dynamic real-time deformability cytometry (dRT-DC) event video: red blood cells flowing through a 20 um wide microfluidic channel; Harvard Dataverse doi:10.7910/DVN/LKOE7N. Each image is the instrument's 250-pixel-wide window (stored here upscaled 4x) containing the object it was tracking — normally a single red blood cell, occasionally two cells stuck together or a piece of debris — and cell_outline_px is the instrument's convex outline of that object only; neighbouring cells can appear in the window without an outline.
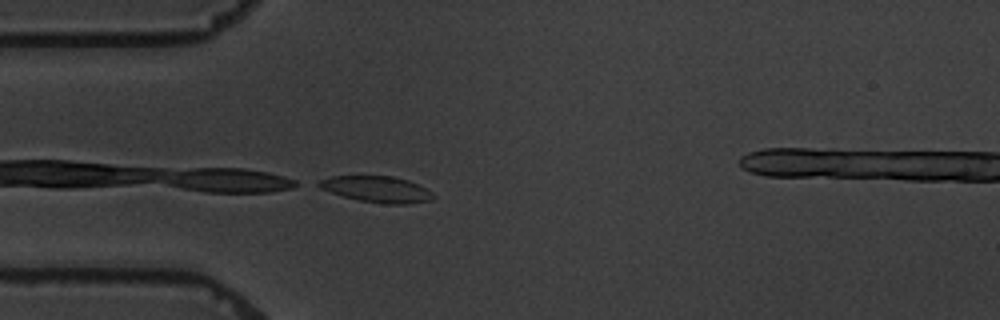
{"species": "common noctule bat (a hibernating species)", "species_latin": "Nyctalus noctula", "temperature_condition": "warm", "stored_images_in_passage": 5, "camera_frame_rate_fps": 3000, "um_per_image_px": 0.085, "animal": {"sex": "male", "body_mass_g": 19.5, "forearm_length_mm": 54.6}, "frame": {"image": 1, "passage_image": 4, "time_ms": 3.667, "image_size_px": [1000, 320], "cell_outline_px": [[436, 196], [432, 200], [408, 204], [384, 204], [360, 200], [344, 196], [320, 188], [312, 184], [320, 180], [332, 176], [392, 176], [408, 180], [432, 192]], "centroid_in_image_um": [32.02, 16.08], "position_along_channel_um": 53.0, "area_um2": 17.4}}